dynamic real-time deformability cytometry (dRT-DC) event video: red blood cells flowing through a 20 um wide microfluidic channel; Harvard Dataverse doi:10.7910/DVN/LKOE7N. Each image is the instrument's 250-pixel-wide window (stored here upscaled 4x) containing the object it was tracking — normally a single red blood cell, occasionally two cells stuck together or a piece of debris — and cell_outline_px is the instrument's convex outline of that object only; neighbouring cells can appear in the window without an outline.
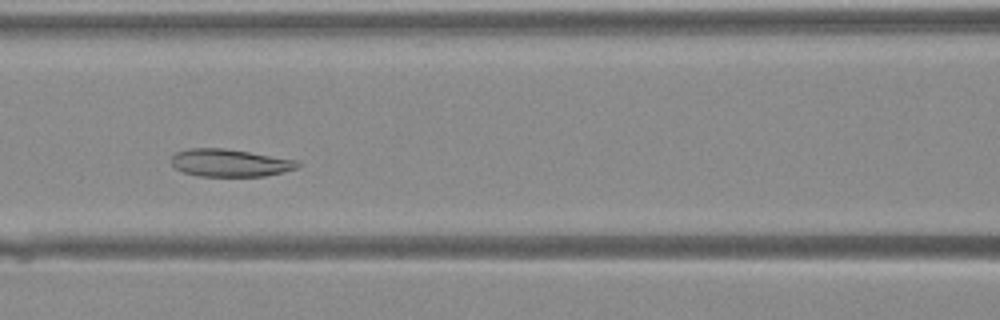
{"species": "Egyptian fruit bat (a non-hibernating species)", "species_latin": "Rousettus aegyptiacus", "temperature_condition": "warm", "stored_images_in_passage": 38, "camera_frame_rate_fps": 3000, "um_per_image_px": 0.085, "animal": {"sex": "female"}, "frame": {"image": 1, "passage_image": 14, "time_ms": 4.333, "image_size_px": [1000, 320], "cell_outline_px": [[300, 164], [296, 168], [284, 172], [264, 176], [200, 176], [184, 172], [176, 168], [172, 164], [172, 156], [176, 152], [188, 148], [224, 148], [296, 160]], "centroid_in_image_um": [19.52, 13.84], "position_along_channel_um": 147.1, "area_um2": 20.06}}
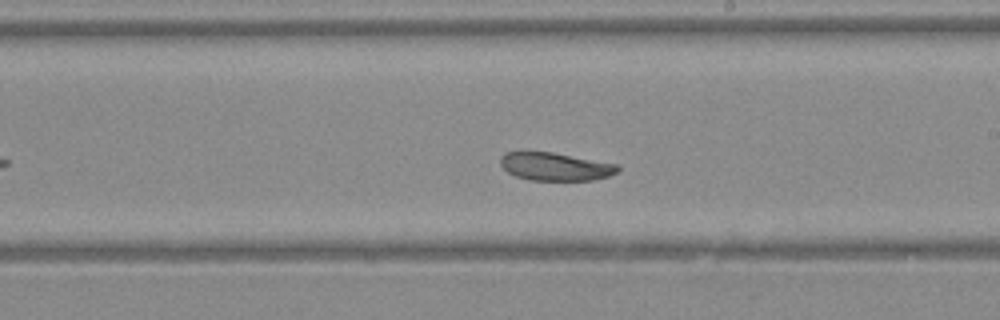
{"frame": {"image": 2, "passage_image": 20, "time_ms": 6.333, "image_size_px": [1000, 320], "cell_outline_px": [[620, 172], [608, 176], [592, 180], [528, 180], [516, 176], [508, 172], [500, 164], [500, 156], [504, 152], [552, 152], [616, 164], [620, 168]], "centroid_in_image_um": [47.19, 14.16], "position_along_channel_um": 241.8, "area_um2": 19.07}}
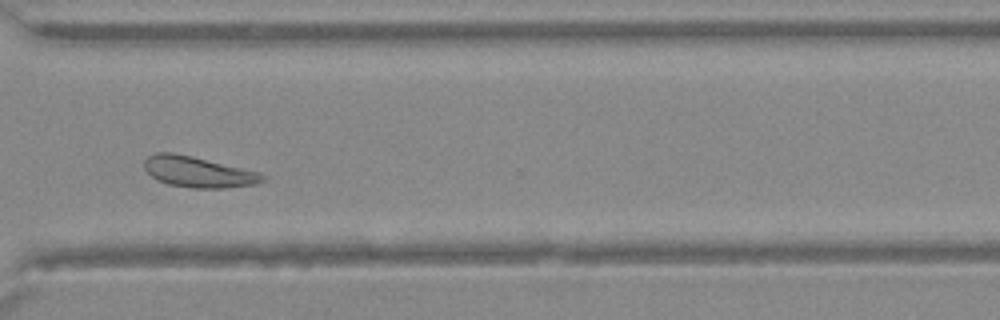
{"frame": {"image": 3, "passage_image": 27, "time_ms": 8.667, "image_size_px": [1000, 320], "cell_outline_px": [[268, 180], [256, 184], [224, 188], [192, 188], [168, 184], [156, 180], [144, 168], [144, 160], [148, 156], [156, 152], [172, 152], [192, 156], [260, 172], [268, 176]], "centroid_in_image_um": [16.88, 14.62], "position_along_channel_um": 353.7, "area_um2": 21.44}}